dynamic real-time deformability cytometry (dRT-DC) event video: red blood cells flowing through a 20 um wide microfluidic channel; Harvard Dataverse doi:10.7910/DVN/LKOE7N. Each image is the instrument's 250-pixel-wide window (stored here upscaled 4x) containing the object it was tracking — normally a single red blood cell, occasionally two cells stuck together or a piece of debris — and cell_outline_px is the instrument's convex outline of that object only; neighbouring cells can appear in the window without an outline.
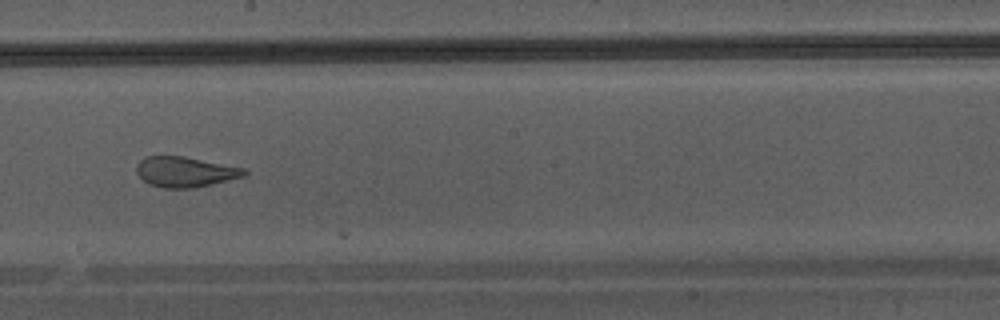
{"species": "Egyptian fruit bat (a non-hibernating species)", "species_latin": "Rousettus aegyptiacus", "temperature_condition": "warm", "stored_images_in_passage": 46, "camera_frame_rate_fps": 3000, "um_per_image_px": 0.085, "animal": {"sex": "male"}, "frame": {"image": 1, "passage_image": 27, "time_ms": 8.667, "image_size_px": [1000, 320], "cell_outline_px": [[248, 172], [244, 176], [192, 188], [164, 188], [148, 184], [136, 172], [136, 164], [144, 156], [184, 156], [244, 168]], "centroid_in_image_um": [15.69, 14.6], "position_along_channel_um": 232.5, "area_um2": 18.9}}